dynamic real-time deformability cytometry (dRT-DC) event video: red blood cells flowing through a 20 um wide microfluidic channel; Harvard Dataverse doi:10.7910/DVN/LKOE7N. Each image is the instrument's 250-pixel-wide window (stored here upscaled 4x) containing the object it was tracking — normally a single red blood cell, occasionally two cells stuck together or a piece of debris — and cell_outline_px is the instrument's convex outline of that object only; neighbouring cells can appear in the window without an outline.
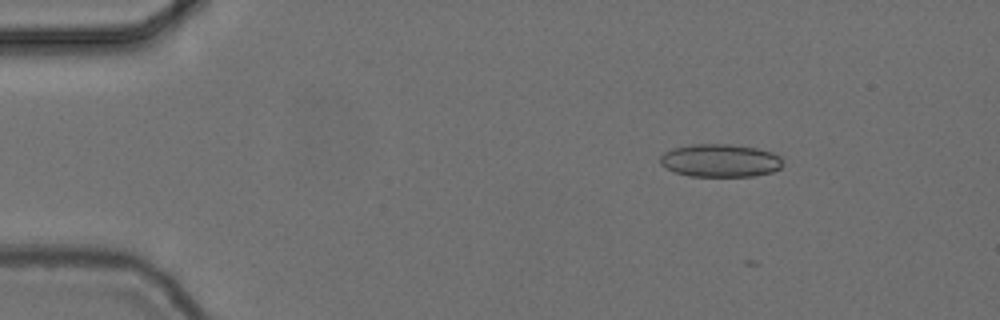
{"species": "common noctule bat (a hibernating species)", "species_latin": "Nyctalus noctula", "temperature_condition": "cold", "stored_images_in_passage": 5, "camera_frame_rate_fps": 3000, "um_per_image_px": 0.085, "animal": {"sex": "female", "body_mass_g": 24.6, "forearm_length_mm": 56.2}, "frame": {"image": 1, "passage_image": 1, "time_ms": 0.0, "image_size_px": [1000, 320], "cell_outline_px": [[780, 168], [772, 172], [752, 176], [688, 176], [676, 172], [660, 164], [660, 156], [664, 152], [672, 148], [692, 144], [732, 144], [756, 148], [772, 152], [780, 156]], "centroid_in_image_um": [61.19, 13.64], "position_along_channel_um": 23.8, "area_um2": 23.47}}